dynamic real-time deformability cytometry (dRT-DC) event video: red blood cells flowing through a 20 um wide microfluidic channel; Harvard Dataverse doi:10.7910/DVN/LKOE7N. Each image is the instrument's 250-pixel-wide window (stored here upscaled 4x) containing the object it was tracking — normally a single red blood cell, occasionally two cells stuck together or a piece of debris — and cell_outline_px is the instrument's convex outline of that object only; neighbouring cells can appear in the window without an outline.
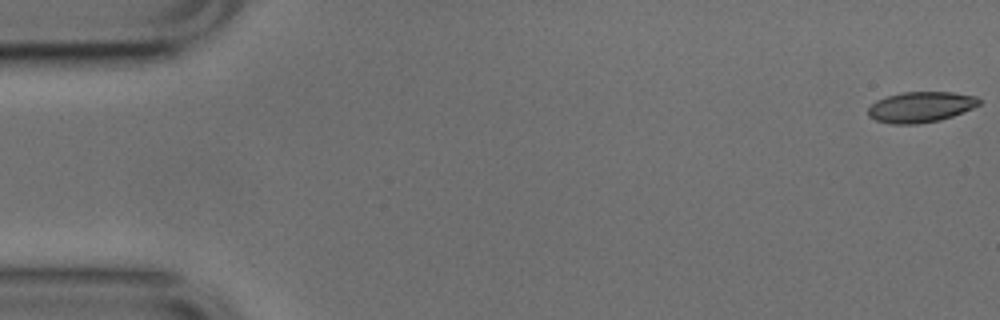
{"species": "common noctule bat (a hibernating species)", "species_latin": "Nyctalus noctula", "temperature_condition": "cold", "stored_images_in_passage": 5, "camera_frame_rate_fps": 3000, "um_per_image_px": 0.085, "animal": {"sex": "male", "body_mass_g": 17.9, "forearm_length_mm": 54.2}, "frame": {"image": 1, "passage_image": 1, "time_ms": 0.0, "image_size_px": [1000, 320], "cell_outline_px": [[980, 104], [972, 108], [952, 116], [940, 120], [916, 124], [892, 124], [876, 120], [868, 116], [868, 108], [876, 100], [900, 92], [952, 92], [976, 96], [980, 100]], "centroid_in_image_um": [78.24, 9.09], "position_along_channel_um": 6.8, "area_um2": 19.77}}
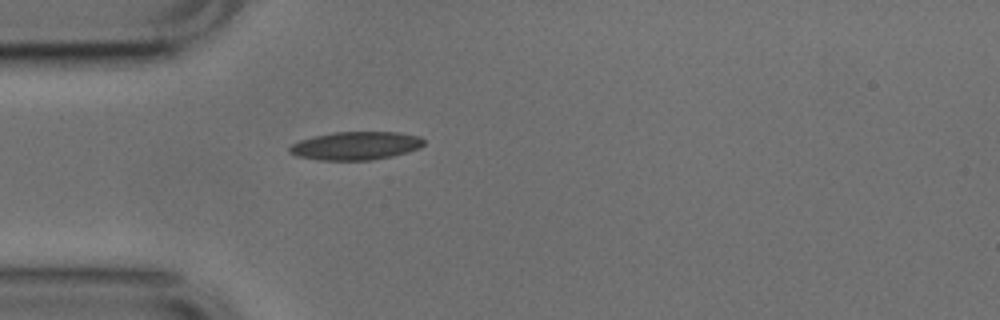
{"frame": {"image": 2, "passage_image": 5, "time_ms": 1.333, "image_size_px": [1000, 320], "cell_outline_px": [[424, 144], [420, 148], [408, 152], [392, 156], [372, 160], [316, 160], [296, 156], [288, 152], [288, 148], [292, 144], [300, 140], [332, 132], [400, 132], [420, 136], [424, 140]], "centroid_in_image_um": [30.25, 12.39], "position_along_channel_um": 54.8, "area_um2": 22.25}}